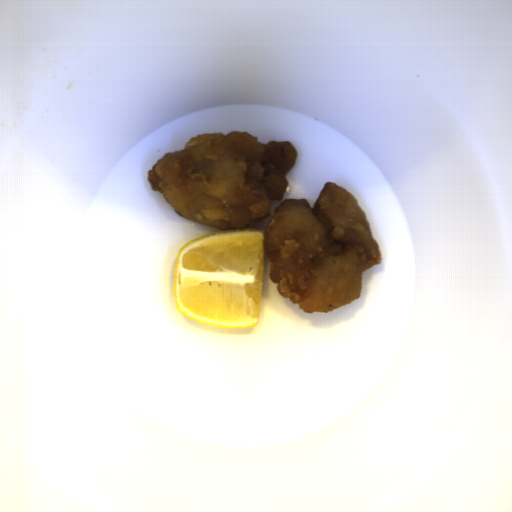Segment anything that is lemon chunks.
<instances>
[{"label":"lemon chunks","instance_id":"obj_1","mask_svg":"<svg viewBox=\"0 0 512 512\" xmlns=\"http://www.w3.org/2000/svg\"><path fill=\"white\" fill-rule=\"evenodd\" d=\"M265 230L214 231L182 245L173 269L179 313L218 328H254L261 320Z\"/></svg>","mask_w":512,"mask_h":512}]
</instances>
